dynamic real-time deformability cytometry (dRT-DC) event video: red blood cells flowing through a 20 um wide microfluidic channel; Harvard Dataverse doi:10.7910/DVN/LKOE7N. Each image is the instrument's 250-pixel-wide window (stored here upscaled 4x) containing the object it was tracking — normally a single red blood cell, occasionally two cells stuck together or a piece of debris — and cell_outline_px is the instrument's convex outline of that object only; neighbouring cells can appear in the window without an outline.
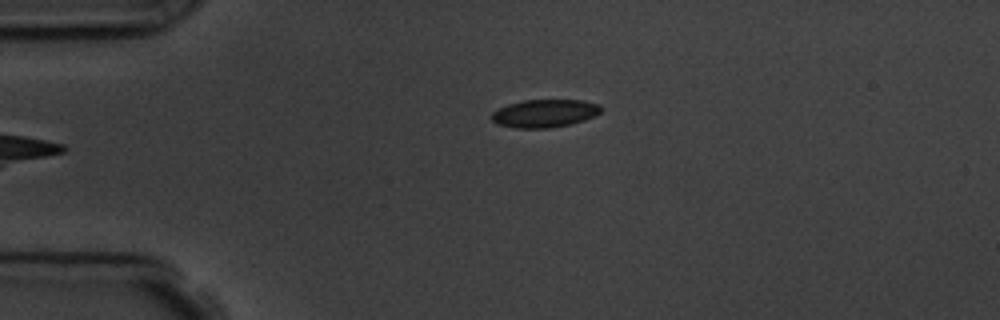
{"species": "common noctule bat (a hibernating species)", "species_latin": "Nyctalus noctula", "temperature_condition": "room temperature", "stored_images_in_passage": 4, "camera_frame_rate_fps": 3000, "um_per_image_px": 0.085, "animal": {"sex": "male", "body_mass_g": 19.5, "forearm_length_mm": 54.6}, "frame": {"image": 1, "passage_image": 4, "time_ms": 4.667, "image_size_px": [1000, 320], "cell_outline_px": [[604, 108], [600, 112], [584, 120], [572, 124], [548, 128], [516, 128], [496, 124], [492, 120], [492, 112], [508, 104], [524, 100], [580, 100], [600, 104]], "centroid_in_image_um": [46.3, 9.63], "position_along_channel_um": 38.7, "area_um2": 17.8}}